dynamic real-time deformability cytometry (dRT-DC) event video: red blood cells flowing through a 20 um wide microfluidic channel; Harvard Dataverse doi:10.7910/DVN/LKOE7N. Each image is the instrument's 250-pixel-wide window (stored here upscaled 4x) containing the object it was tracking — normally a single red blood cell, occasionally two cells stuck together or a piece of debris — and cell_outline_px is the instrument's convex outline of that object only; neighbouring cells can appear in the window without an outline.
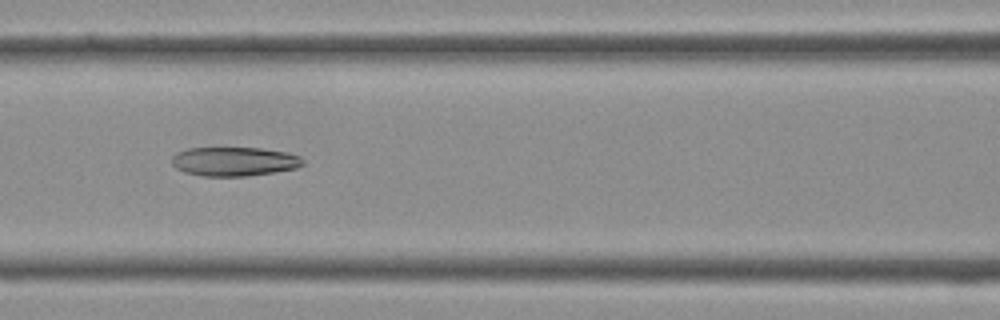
{"species": "Egyptian fruit bat (a non-hibernating species)", "species_latin": "Rousettus aegyptiacus", "temperature_condition": "cold", "stored_images_in_passage": 40, "camera_frame_rate_fps": 3000, "um_per_image_px": 0.085, "frame": {"image": 1, "passage_image": 17, "time_ms": 5.333, "image_size_px": [1000, 320], "cell_outline_px": [[304, 164], [296, 168], [248, 176], [204, 176], [184, 172], [176, 168], [172, 164], [172, 156], [176, 152], [188, 148], [260, 148], [288, 152], [300, 156], [304, 160]], "centroid_in_image_um": [19.91, 13.72], "position_along_channel_um": 146.7, "area_um2": 22.25}}
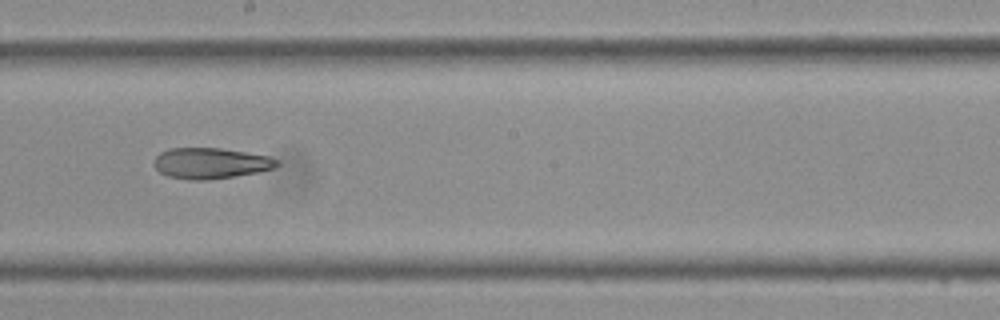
{"frame": {"image": 2, "passage_image": 22, "time_ms": 7.0, "image_size_px": [1000, 320], "cell_outline_px": [[280, 164], [272, 168], [260, 172], [208, 180], [188, 180], [168, 176], [160, 172], [152, 164], [156, 156], [160, 152], [168, 148], [220, 148], [268, 156], [280, 160]], "centroid_in_image_um": [17.89, 13.88], "position_along_channel_um": 230.3, "area_um2": 22.2}}
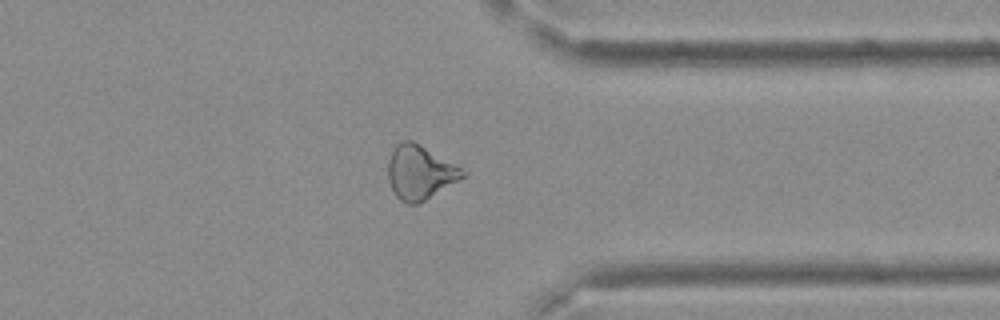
{"frame": {"image": 3, "passage_image": 31, "time_ms": 10.0, "image_size_px": [1000, 320], "cell_outline_px": [[468, 172], [460, 180], [424, 200], [416, 204], [408, 204], [400, 200], [396, 196], [388, 180], [388, 160], [396, 144], [404, 140], [412, 140]], "centroid_in_image_um": [35.68, 14.66], "position_along_channel_um": 375.7, "area_um2": 23.12}}